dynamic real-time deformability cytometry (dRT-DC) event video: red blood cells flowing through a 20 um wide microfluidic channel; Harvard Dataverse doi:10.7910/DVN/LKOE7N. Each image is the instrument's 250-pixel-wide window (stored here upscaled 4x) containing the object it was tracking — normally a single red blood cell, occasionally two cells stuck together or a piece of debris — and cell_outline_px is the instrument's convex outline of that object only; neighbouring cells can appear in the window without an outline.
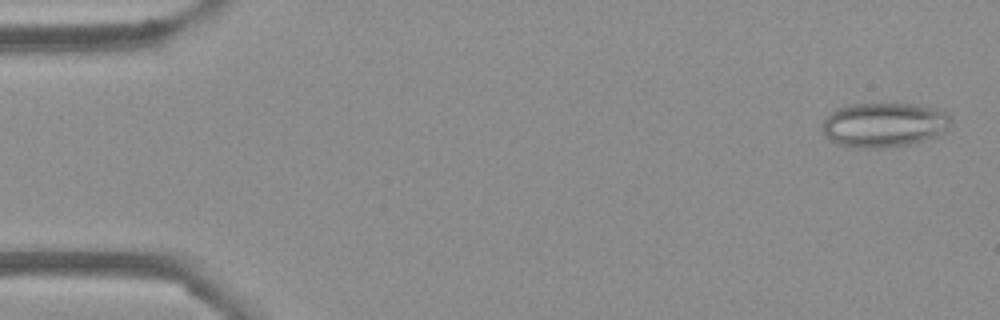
{"species": "Egyptian fruit bat (a non-hibernating species)", "species_latin": "Rousettus aegyptiacus", "temperature_condition": "cold", "stored_images_in_passage": 54, "camera_frame_rate_fps": 3000, "um_per_image_px": 0.085, "frame": {"image": 1, "passage_image": 2, "time_ms": 0.333, "image_size_px": [1000, 320], "cell_outline_px": [[952, 124], [948, 128], [936, 136], [924, 140], [908, 144], [880, 148], [864, 148], [840, 144], [828, 140], [824, 136], [824, 120], [836, 108], [852, 104], [916, 104], [948, 112], [952, 116]], "centroid_in_image_um": [75.18, 10.6], "position_along_channel_um": 9.8, "area_um2": 33.23}}
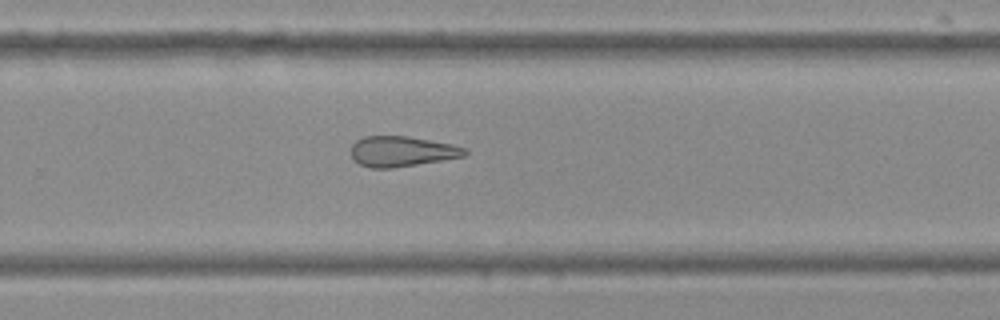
{"frame": {"image": 2, "passage_image": 35, "time_ms": 11.333, "image_size_px": [1000, 320], "cell_outline_px": [[468, 152], [464, 156], [392, 168], [372, 168], [360, 164], [352, 160], [352, 144], [356, 140], [364, 136], [408, 136], [452, 144], [468, 148]], "centroid_in_image_um": [34.14, 12.86], "position_along_channel_um": 295.7, "area_um2": 20.06}}
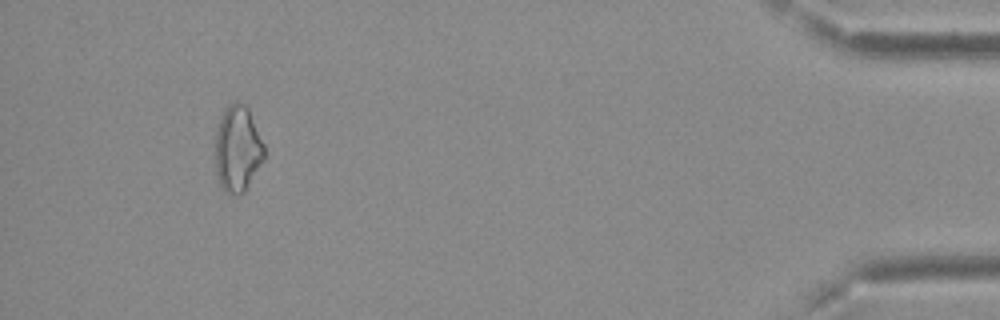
{"frame": {"image": 3, "passage_image": 50, "time_ms": 16.333, "image_size_px": [1000, 320], "cell_outline_px": [[264, 160], [244, 192], [240, 196], [228, 192], [220, 184], [216, 172], [216, 132], [220, 116], [224, 108], [232, 100], [244, 104], [248, 108], [264, 144]], "centroid_in_image_um": [20.2, 12.61], "position_along_channel_um": 415.0, "area_um2": 24.57}, "authors_computed_cell_mechanics": {"area_um2": 23.2934, "velocity_mm_per_s": 3.7337, "shape_relaxation_time_tau1_ms": null, "shape_relaxation_time_tau2_ms": 4.4924, "deformation_change_tau1": null, "deformation_change_tau2": 0.1524}}